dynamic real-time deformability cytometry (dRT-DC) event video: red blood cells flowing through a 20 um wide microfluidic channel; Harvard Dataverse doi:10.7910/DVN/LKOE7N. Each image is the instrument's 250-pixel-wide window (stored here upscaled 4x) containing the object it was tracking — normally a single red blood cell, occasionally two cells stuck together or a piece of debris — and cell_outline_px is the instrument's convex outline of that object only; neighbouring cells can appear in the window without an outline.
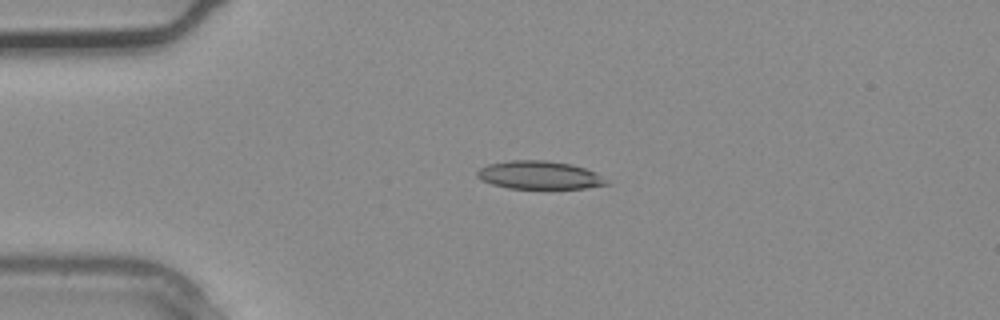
{"species": "common noctule bat (a hibernating species)", "species_latin": "Nyctalus noctula", "temperature_condition": "warm", "stored_images_in_passage": 3, "camera_frame_rate_fps": 3000, "um_per_image_px": 0.085, "animal": {"sex": "male", "body_mass_g": 20.4}, "frame": {"image": 1, "passage_image": 2, "time_ms": 0.333, "image_size_px": [1000, 320], "cell_outline_px": [[612, 184], [584, 188], [508, 188], [492, 184], [480, 180], [476, 176], [476, 172], [480, 168], [488, 164], [508, 160], [548, 160], [572, 164], [584, 168], [608, 180]], "centroid_in_image_um": [45.81, 14.88], "position_along_channel_um": 39.2, "area_um2": 21.21}}
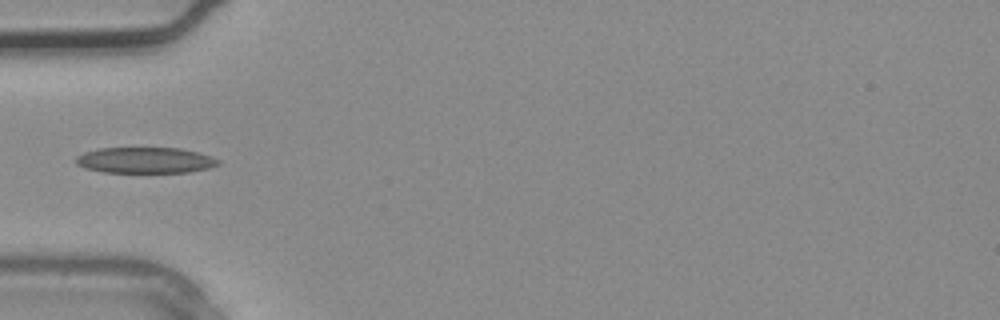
{"frame": {"image": 2, "passage_image": 3, "time_ms": 0.667, "image_size_px": [1000, 320], "cell_outline_px": [[220, 164], [208, 168], [188, 172], [104, 172], [84, 168], [76, 164], [76, 156], [84, 152], [96, 148], [180, 148], [212, 156], [220, 160]], "centroid_in_image_um": [12.33, 13.61], "position_along_channel_um": 72.7, "area_um2": 21.5}}